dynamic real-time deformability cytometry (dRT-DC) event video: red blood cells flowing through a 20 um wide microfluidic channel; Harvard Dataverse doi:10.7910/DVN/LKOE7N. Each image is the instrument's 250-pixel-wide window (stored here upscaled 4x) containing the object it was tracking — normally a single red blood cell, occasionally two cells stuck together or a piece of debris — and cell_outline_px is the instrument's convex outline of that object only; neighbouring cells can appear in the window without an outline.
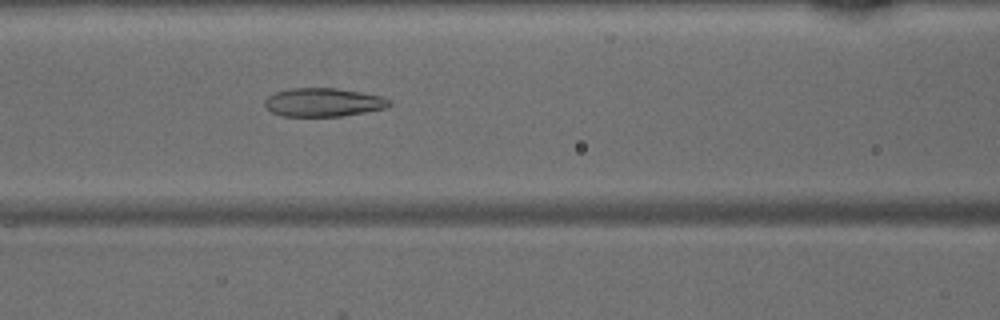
{"species": "common noctule bat (a hibernating species)", "species_latin": "Nyctalus noctula", "temperature_condition": "warm", "stored_images_in_passage": 45, "camera_frame_rate_fps": 3000, "um_per_image_px": 0.085, "animal": {"sex": "male", "body_mass_g": 15.6}, "frame": {"image": 1, "passage_image": 18, "time_ms": 5.667, "image_size_px": [1000, 320], "cell_outline_px": [[392, 104], [388, 108], [340, 116], [284, 116], [272, 112], [264, 104], [264, 100], [268, 96], [276, 92], [292, 88], [336, 88], [360, 92], [380, 96], [388, 100]], "centroid_in_image_um": [27.48, 8.7], "position_along_channel_um": 139.1, "area_um2": 20.52}}
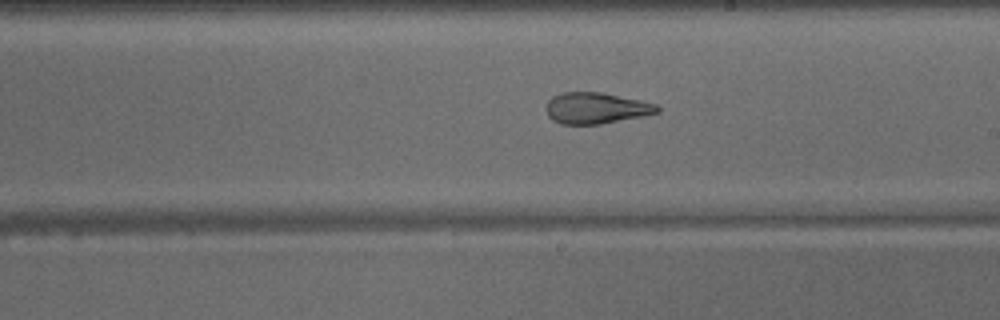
{"frame": {"image": 2, "passage_image": 25, "time_ms": 8.0, "image_size_px": [1000, 320], "cell_outline_px": [[660, 112], [600, 124], [560, 124], [552, 120], [548, 116], [544, 108], [548, 100], [552, 96], [560, 92], [604, 92], [640, 100], [656, 104], [660, 108]], "centroid_in_image_um": [50.61, 9.18], "position_along_channel_um": 238.4, "area_um2": 20.35}}
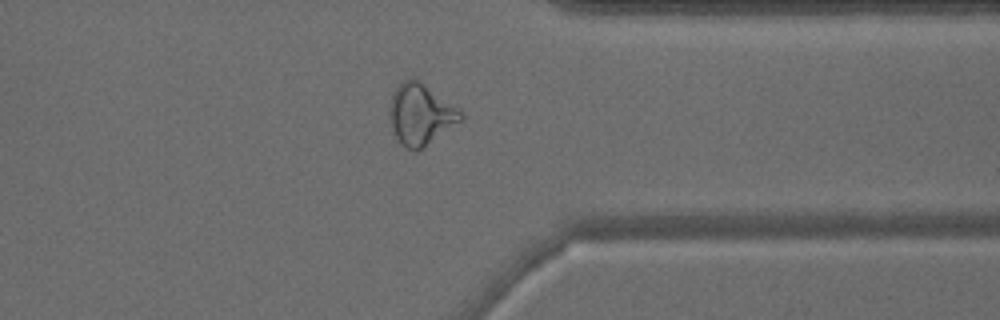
{"frame": {"image": 3, "passage_image": 35, "time_ms": 11.333, "image_size_px": [1000, 320], "cell_outline_px": [[464, 120], [424, 148], [416, 152], [408, 148], [392, 132], [388, 112], [392, 92], [400, 80], [420, 80], [460, 108], [464, 116]], "centroid_in_image_um": [35.78, 9.71], "position_along_channel_um": 375.6, "area_um2": 25.89}}